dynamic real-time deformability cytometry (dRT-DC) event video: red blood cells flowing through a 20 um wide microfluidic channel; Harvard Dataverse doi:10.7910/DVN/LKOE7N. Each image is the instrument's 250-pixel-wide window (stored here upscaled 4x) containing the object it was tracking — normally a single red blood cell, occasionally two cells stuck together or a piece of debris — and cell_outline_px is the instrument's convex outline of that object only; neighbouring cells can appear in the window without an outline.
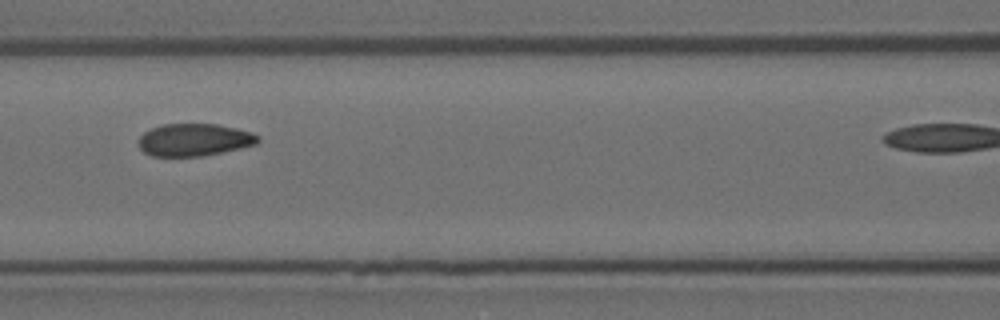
{"species": "Egyptian fruit bat (a non-hibernating species)", "species_latin": "Rousettus aegyptiacus", "temperature_condition": "room temperature", "stored_images_in_passage": 8, "camera_frame_rate_fps": 3000, "um_per_image_px": 0.085, "animal": {"sex": "female"}, "frame": {"image": 1, "passage_image": 5, "time_ms": 1.333, "image_size_px": [1000, 320], "cell_outline_px": [[260, 140], [256, 144], [240, 148], [204, 156], [152, 156], [144, 152], [140, 148], [140, 136], [144, 132], [152, 128], [164, 124], [216, 124], [236, 128], [252, 132], [260, 136]], "centroid_in_image_um": [16.54, 11.88], "position_along_channel_um": 150.1, "area_um2": 22.48}}
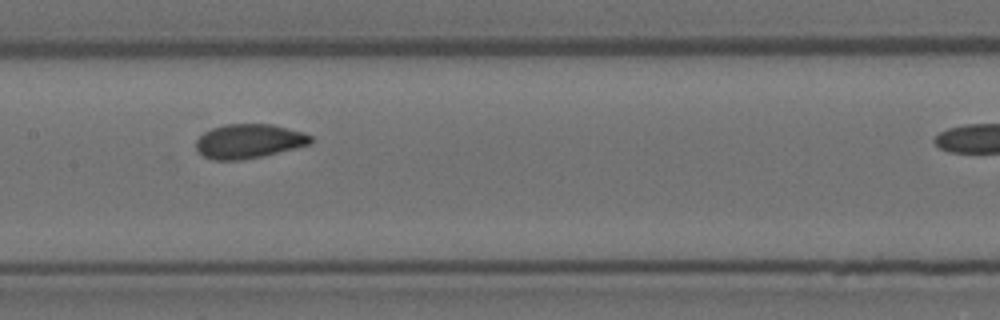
{"frame": {"image": 2, "passage_image": 6, "time_ms": 1.667, "image_size_px": [1000, 320], "cell_outline_px": [[316, 140], [312, 144], [260, 156], [240, 160], [216, 160], [204, 156], [196, 148], [196, 140], [204, 132], [212, 128], [224, 124], [272, 124], [300, 132], [312, 136]], "centroid_in_image_um": [21.16, 11.99], "position_along_channel_um": 186.2, "area_um2": 22.72}}
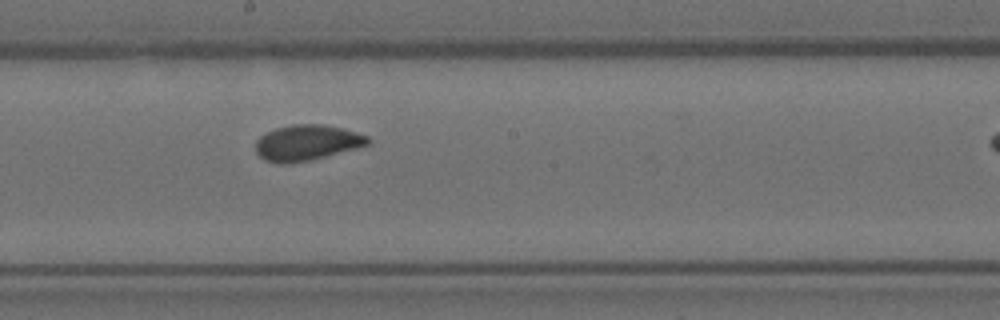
{"frame": {"image": 3, "passage_image": 7, "time_ms": 2.0, "image_size_px": [1000, 320], "cell_outline_px": [[372, 140], [368, 144], [324, 156], [308, 160], [288, 164], [276, 164], [264, 160], [256, 152], [256, 140], [260, 136], [276, 128], [292, 124], [324, 124], [344, 128], [368, 136]], "centroid_in_image_um": [26.05, 12.12], "position_along_channel_um": 222.1, "area_um2": 23.18}}